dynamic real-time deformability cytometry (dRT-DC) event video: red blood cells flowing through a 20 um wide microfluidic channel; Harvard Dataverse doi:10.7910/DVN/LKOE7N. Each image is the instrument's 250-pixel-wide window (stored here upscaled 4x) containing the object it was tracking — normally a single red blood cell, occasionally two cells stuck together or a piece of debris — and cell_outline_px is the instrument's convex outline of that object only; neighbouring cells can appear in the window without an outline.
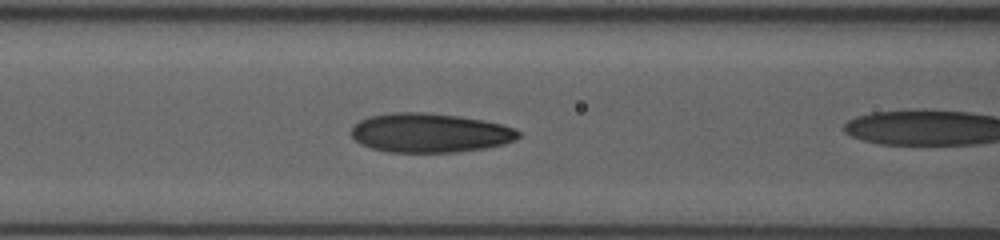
{"species": "human", "species_latin": "Homo sapiens", "temperature_condition": "room temperature", "stored_images_in_passage": 8, "camera_frame_rate_fps": 3000, "um_per_image_px": 0.085, "donor": {"sex": "female"}, "frame": {"image": 1, "passage_image": 4, "time_ms": 1.0, "image_size_px": [1000, 240], "cell_outline_px": [[520, 136], [516, 140], [504, 144], [484, 148], [456, 152], [388, 152], [372, 148], [360, 144], [348, 132], [352, 124], [368, 116], [392, 112], [424, 112], [460, 116], [484, 120], [516, 128], [520, 132]], "centroid_in_image_um": [36.51, 11.28], "position_along_channel_um": 130.1, "area_um2": 38.61}}
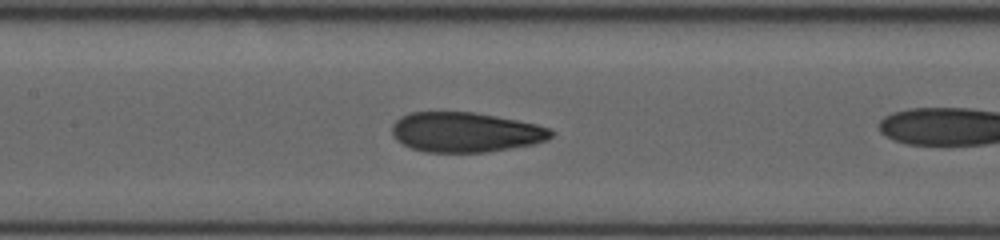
{"frame": {"image": 2, "passage_image": 7, "time_ms": 2.0, "image_size_px": [1000, 240], "cell_outline_px": [[556, 132], [548, 140], [532, 144], [484, 152], [424, 152], [412, 148], [396, 140], [392, 136], [392, 124], [400, 116], [412, 112], [472, 112], [496, 116], [536, 124], [548, 128]], "centroid_in_image_um": [39.54, 11.23], "position_along_channel_um": 167.9, "area_um2": 36.88}}